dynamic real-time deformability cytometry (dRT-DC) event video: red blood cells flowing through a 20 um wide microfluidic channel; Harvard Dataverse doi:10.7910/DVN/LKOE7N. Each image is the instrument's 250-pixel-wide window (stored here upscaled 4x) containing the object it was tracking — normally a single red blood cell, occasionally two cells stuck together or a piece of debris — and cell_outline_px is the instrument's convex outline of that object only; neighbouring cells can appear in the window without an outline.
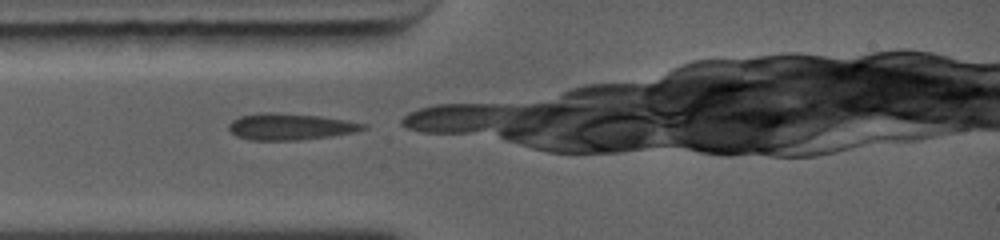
{"species": "common noctule bat (a hibernating species)", "species_latin": "Nyctalus noctula", "temperature_condition": "warm", "stored_images_in_passage": 23, "camera_frame_rate_fps": 5000, "um_per_image_px": 0.085, "animal": {"sex": "female", "body_mass_g": 19.0, "forearm_length_mm": 56.7}, "frame": {"image": 1, "passage_image": 1, "time_ms": 0.0, "image_size_px": [1000, 240], "cell_outline_px": [[368, 128], [352, 132], [328, 136], [292, 140], [252, 140], [236, 136], [228, 128], [228, 124], [232, 120], [240, 116], [260, 112], [272, 112], [320, 116], [348, 120], [368, 124]], "centroid_in_image_um": [24.65, 10.75], "position_along_channel_um": 60.3, "area_um2": 20.63}}